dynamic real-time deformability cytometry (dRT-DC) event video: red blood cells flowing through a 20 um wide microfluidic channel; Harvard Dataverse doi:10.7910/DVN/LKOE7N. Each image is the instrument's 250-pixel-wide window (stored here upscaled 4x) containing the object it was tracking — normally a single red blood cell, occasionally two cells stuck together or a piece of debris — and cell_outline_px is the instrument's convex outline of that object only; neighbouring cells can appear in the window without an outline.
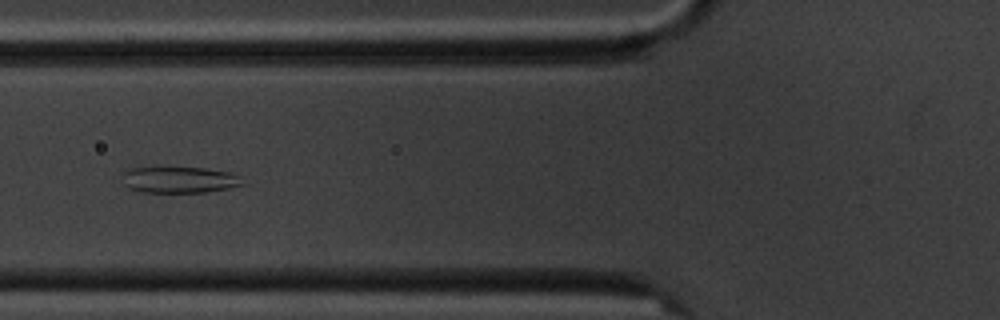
{"species": "common noctule bat (a hibernating species)", "species_latin": "Nyctalus noctula", "temperature_condition": "cold", "stored_images_in_passage": 7, "camera_frame_rate_fps": 3000, "um_per_image_px": 0.085, "animal": {"sex": "male", "body_mass_g": 20.1, "forearm_length_mm": 53.5}, "frame": {"image": 1, "passage_image": 6, "time_ms": 5.667, "image_size_px": [1000, 320], "cell_outline_px": [[244, 184], [228, 188], [208, 192], [144, 192], [128, 188], [124, 184], [120, 176], [124, 172], [132, 168], [152, 164], [164, 164], [204, 168], [232, 172]], "centroid_in_image_um": [15.13, 15.22], "position_along_channel_um": 110.7, "area_um2": 19.42}}